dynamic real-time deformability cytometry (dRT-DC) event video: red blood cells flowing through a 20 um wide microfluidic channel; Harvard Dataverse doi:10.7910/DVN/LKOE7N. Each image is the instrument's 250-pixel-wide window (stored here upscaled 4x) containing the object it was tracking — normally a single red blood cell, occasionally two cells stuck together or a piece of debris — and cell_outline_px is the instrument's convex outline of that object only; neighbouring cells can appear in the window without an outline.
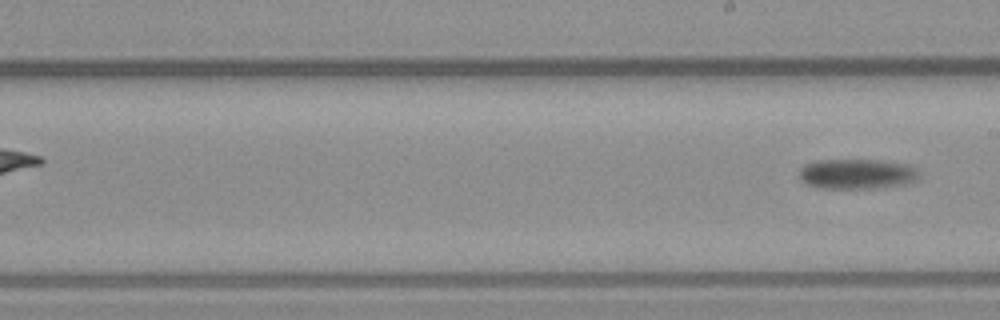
{"species": "common noctule bat (a hibernating species)", "species_latin": "Nyctalus noctula", "temperature_condition": "warm", "stored_images_in_passage": 8, "segment_of_instrument_passage": [2, 2], "camera_frame_rate_fps": 3000, "um_per_image_px": 0.085, "animal": {"sex": "male", "body_mass_g": 23.1, "forearm_length_mm": 52.7}, "frame": {"image": 1, "passage_image": 8, "time_ms": 2.333, "image_size_px": [1000, 320], "cell_outline_px": [[920, 176], [916, 180], [908, 184], [880, 188], [820, 188], [808, 184], [800, 180], [800, 168], [804, 164], [816, 160], [880, 160], [912, 164], [920, 172]], "centroid_in_image_um": [72.91, 14.78], "position_along_channel_um": 216.1, "area_um2": 21.44}}